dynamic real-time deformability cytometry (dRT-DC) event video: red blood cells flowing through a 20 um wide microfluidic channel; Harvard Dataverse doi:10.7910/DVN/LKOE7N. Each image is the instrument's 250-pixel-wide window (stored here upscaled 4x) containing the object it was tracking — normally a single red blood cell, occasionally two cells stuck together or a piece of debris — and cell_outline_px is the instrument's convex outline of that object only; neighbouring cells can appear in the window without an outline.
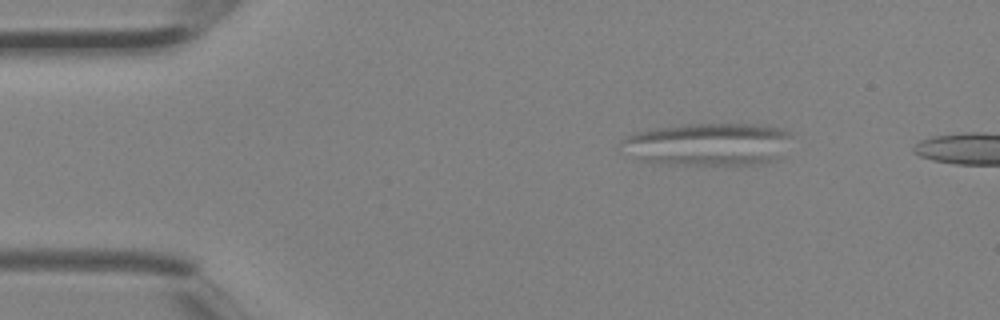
{"species": "Egyptian fruit bat (a non-hibernating species)", "species_latin": "Rousettus aegyptiacus", "temperature_condition": "room temperature", "stored_images_in_passage": 5, "segment_of_instrument_passage": [2, 2], "camera_frame_rate_fps": 3000, "um_per_image_px": 0.085, "animal": {"sex": "female"}, "frame": {"image": 1, "passage_image": 5, "time_ms": 1.333, "image_size_px": [1000, 320], "cell_outline_px": [[792, 136], [776, 160], [752, 164], [684, 164], [640, 160], [620, 140], [636, 132], [656, 128], [684, 124], [764, 124], [784, 128], [792, 132]], "centroid_in_image_um": [60.32, 12.22], "position_along_channel_um": 24.7, "area_um2": 41.56}}